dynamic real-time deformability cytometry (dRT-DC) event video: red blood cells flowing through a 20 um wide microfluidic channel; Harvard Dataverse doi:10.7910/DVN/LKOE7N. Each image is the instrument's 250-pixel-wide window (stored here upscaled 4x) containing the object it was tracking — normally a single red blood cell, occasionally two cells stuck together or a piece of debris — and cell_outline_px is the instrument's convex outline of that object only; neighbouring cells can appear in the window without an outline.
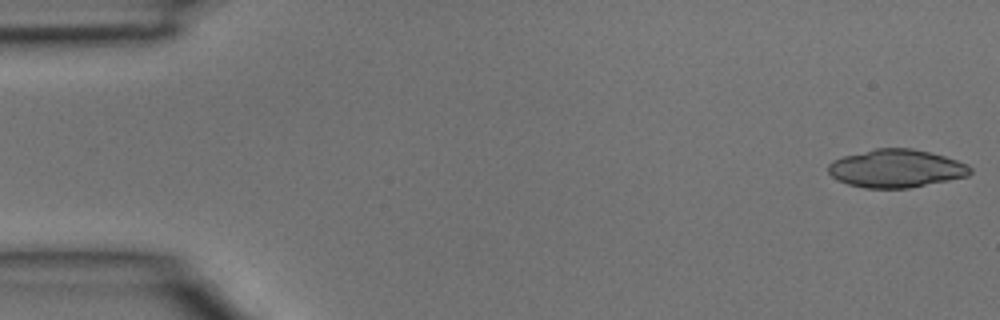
{"species": "common noctule bat (a hibernating species)", "species_latin": "Nyctalus noctula", "temperature_condition": "room temperature", "stored_images_in_passage": 5, "camera_frame_rate_fps": 3000, "um_per_image_px": 0.085, "animal": {"sex": "male", "body_mass_g": 15.6}, "frame": {"image": 1, "passage_image": 1, "time_ms": 0.0, "image_size_px": [1000, 320], "cell_outline_px": [[972, 172], [968, 176], [908, 188], [864, 188], [848, 184], [836, 180], [828, 172], [828, 164], [832, 160], [844, 156], [876, 148], [912, 148], [944, 156], [968, 164], [972, 168]], "centroid_in_image_um": [76.16, 14.32], "position_along_channel_um": 8.8, "area_um2": 31.44}}